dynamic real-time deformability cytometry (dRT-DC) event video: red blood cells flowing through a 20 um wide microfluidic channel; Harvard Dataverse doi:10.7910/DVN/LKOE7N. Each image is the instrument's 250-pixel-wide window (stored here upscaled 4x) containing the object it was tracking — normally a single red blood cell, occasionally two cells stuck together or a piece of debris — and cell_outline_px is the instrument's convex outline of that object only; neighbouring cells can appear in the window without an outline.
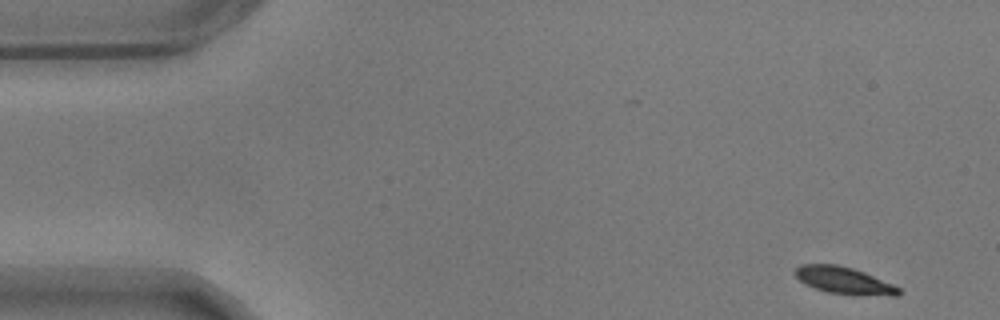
{"species": "common noctule bat (a hibernating species)", "species_latin": "Nyctalus noctula", "temperature_condition": "warm", "stored_images_in_passage": 56, "camera_frame_rate_fps": 3000, "um_per_image_px": 0.085, "animal": {"sex": "male", "body_mass_g": 17.9}, "frame": {"image": 1, "passage_image": 1, "time_ms": 0.0, "image_size_px": [1000, 320], "cell_outline_px": [[900, 296], [892, 296], [828, 292], [816, 288], [800, 280], [792, 272], [800, 264], [836, 264], [852, 268], [864, 272], [892, 284], [900, 288]], "centroid_in_image_um": [71.73, 23.82], "position_along_channel_um": 13.3, "area_um2": 15.9}}
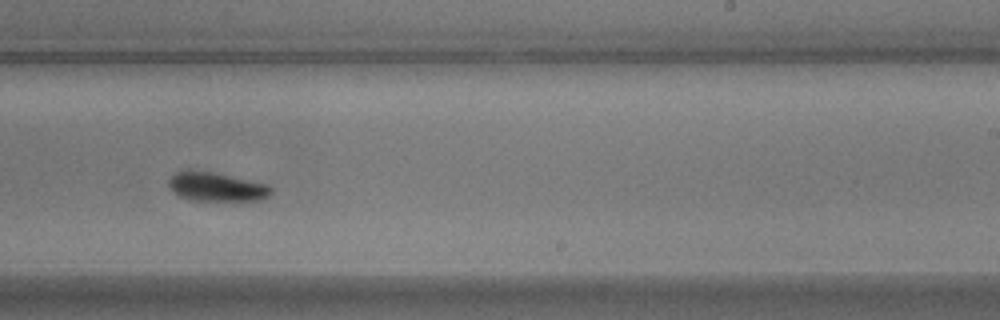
{"frame": {"image": 2, "passage_image": 33, "time_ms": 10.667, "image_size_px": [1000, 320], "cell_outline_px": [[272, 192], [268, 196], [260, 200], [192, 200], [180, 196], [172, 192], [168, 184], [168, 180], [176, 172], [208, 172], [268, 184], [272, 188]], "centroid_in_image_um": [18.41, 15.91], "position_along_channel_um": 270.6, "area_um2": 16.65}}
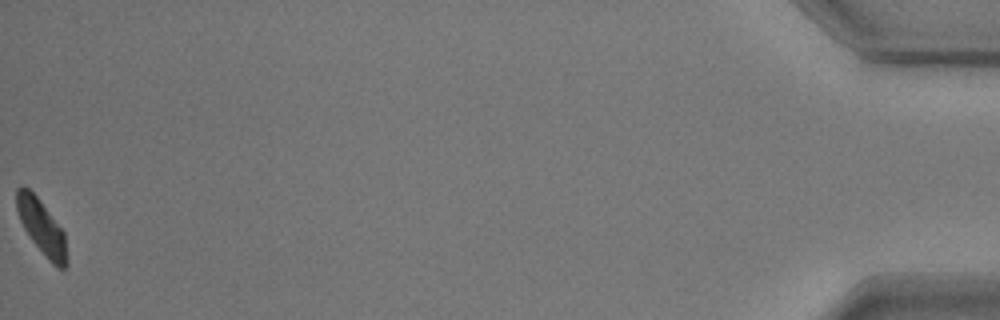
{"frame": {"image": 3, "passage_image": 56, "time_ms": 18.333, "image_size_px": [1000, 320], "cell_outline_px": [[68, 264], [64, 268], [60, 268], [52, 264], [48, 260], [32, 240], [24, 228], [20, 220], [16, 208], [16, 188], [20, 184], [28, 188], [40, 200], [64, 232], [68, 260]], "centroid_in_image_um": [3.54, 19.3], "position_along_channel_um": 431.7, "area_um2": 15.95}, "authors_computed_cell_mechanics": {"area_um2": 17.1377, "velocity_mm_per_s": 3.4269, "shape_relaxation_time_tau1_ms": 2.2311, "shape_relaxation_time_tau2_ms": 1.9148, "deformation_change_tau1": 0.1052, "deformation_change_tau2": 0.0545}}